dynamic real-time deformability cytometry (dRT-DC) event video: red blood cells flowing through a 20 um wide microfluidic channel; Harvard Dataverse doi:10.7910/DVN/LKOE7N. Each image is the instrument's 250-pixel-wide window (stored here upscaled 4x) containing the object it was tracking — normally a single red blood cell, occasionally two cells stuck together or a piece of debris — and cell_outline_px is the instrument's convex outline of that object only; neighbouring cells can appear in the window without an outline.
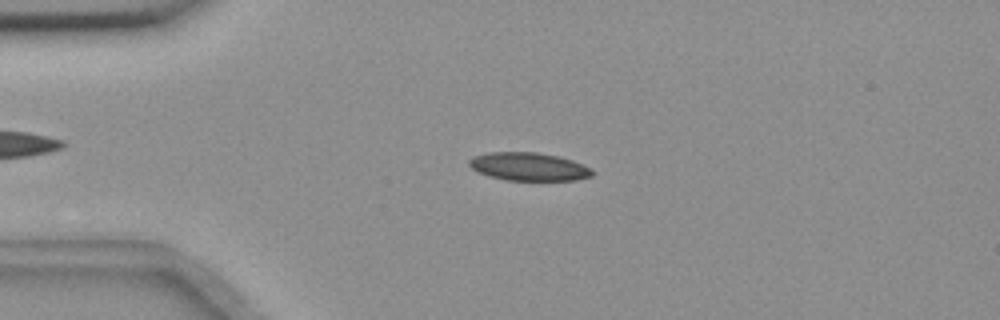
{"species": "common noctule bat (a hibernating species)", "species_latin": "Nyctalus noctula", "temperature_condition": "room temperature", "stored_images_in_passage": 53, "camera_frame_rate_fps": 3000, "um_per_image_px": 0.085, "animal": {"sex": "female", "body_mass_g": 18.4}, "frame": {"image": 1, "passage_image": 11, "time_ms": 3.333, "image_size_px": [1000, 320], "cell_outline_px": [[592, 176], [576, 180], [504, 180], [488, 176], [472, 168], [468, 164], [468, 160], [472, 156], [488, 152], [536, 152], [556, 156], [572, 160], [592, 168]], "centroid_in_image_um": [44.91, 14.16], "position_along_channel_um": 40.1, "area_um2": 20.17}}
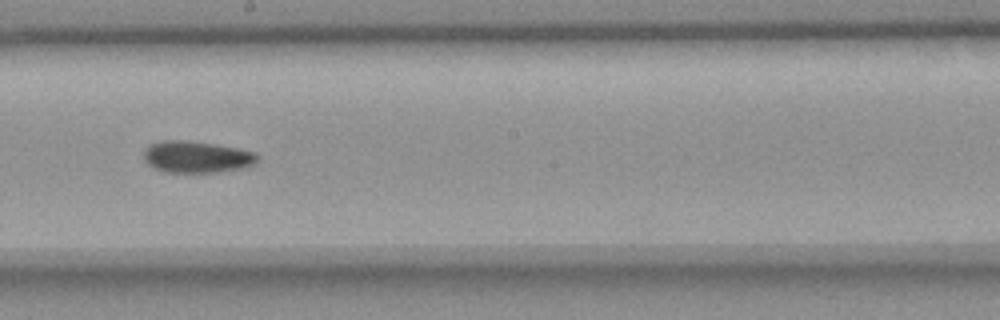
{"frame": {"image": 2, "passage_image": 29, "time_ms": 9.333, "image_size_px": [1000, 320], "cell_outline_px": [[260, 156], [256, 164], [244, 168], [216, 172], [164, 172], [148, 164], [144, 160], [144, 148], [160, 140], [188, 140], [240, 148], [256, 152]], "centroid_in_image_um": [16.76, 13.33], "position_along_channel_um": 231.4, "area_um2": 21.27}}
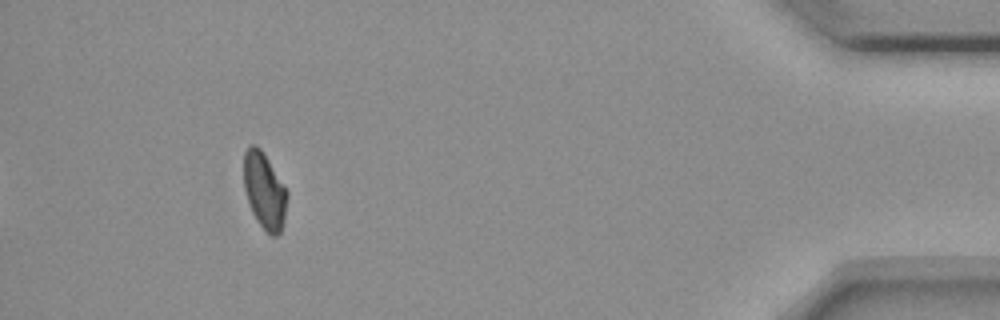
{"frame": {"image": 3, "passage_image": 49, "time_ms": 16.0, "image_size_px": [1000, 320], "cell_outline_px": [[288, 196], [284, 220], [280, 232], [276, 236], [272, 236], [256, 220], [252, 212], [244, 188], [244, 152], [248, 144], [256, 144], [260, 148], [268, 160], [288, 192]], "centroid_in_image_um": [22.47, 16.19], "position_along_channel_um": 412.7, "area_um2": 19.13}, "authors_computed_cell_mechanics": {"area_um2": 20.23, "velocity_mm_per_s": 3.6584, "shape_relaxation_time_tau1_ms": null, "shape_relaxation_time_tau2_ms": 8.6363, "deformation_change_tau1": null, "deformation_change_tau2": 0.1067}}